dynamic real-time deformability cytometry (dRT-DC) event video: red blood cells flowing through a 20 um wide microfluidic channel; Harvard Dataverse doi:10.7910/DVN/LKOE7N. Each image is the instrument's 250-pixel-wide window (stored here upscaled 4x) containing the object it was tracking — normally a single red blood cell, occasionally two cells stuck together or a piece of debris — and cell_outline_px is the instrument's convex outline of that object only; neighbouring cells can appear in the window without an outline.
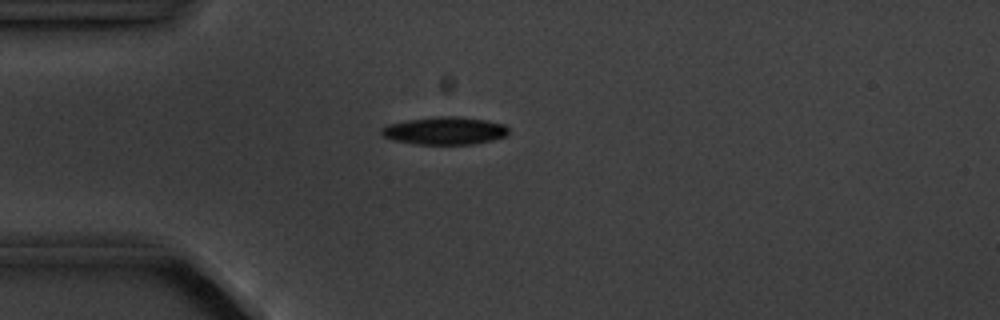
{"species": "common noctule bat (a hibernating species)", "species_latin": "Nyctalus noctula", "temperature_condition": "cold", "stored_images_in_passage": 7, "camera_frame_rate_fps": 3000, "um_per_image_px": 0.085, "animal": {"sex": "male", "body_mass_g": 20.1, "forearm_length_mm": 53.5}, "frame": {"image": 1, "passage_image": 2, "time_ms": 1.333, "image_size_px": [1000, 320], "cell_outline_px": [[508, 136], [492, 140], [472, 144], [416, 144], [396, 140], [384, 136], [380, 132], [380, 128], [388, 124], [408, 120], [436, 116], [460, 116], [484, 120], [504, 124], [508, 128]], "centroid_in_image_um": [37.82, 11.1], "position_along_channel_um": 47.2, "area_um2": 20.46}}